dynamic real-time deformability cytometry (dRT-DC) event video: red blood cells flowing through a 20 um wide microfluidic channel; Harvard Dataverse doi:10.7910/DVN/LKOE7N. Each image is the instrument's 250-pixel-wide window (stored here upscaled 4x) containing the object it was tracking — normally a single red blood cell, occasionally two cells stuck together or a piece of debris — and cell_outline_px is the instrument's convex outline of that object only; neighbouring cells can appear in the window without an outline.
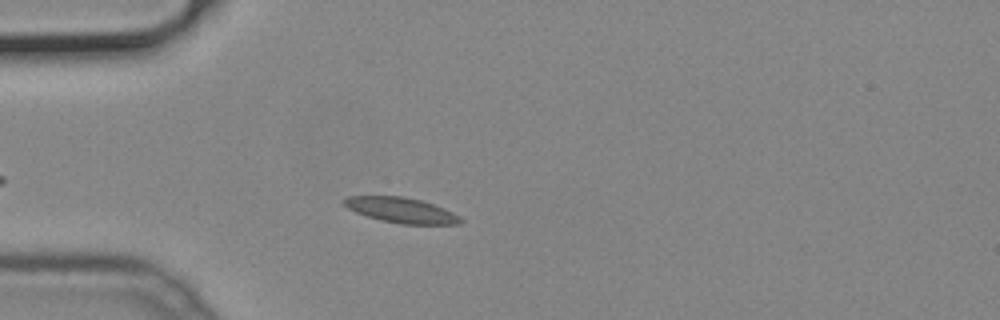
{"species": "common noctule bat (a hibernating species)", "species_latin": "Nyctalus noctula", "temperature_condition": "cold", "stored_images_in_passage": 37, "camera_frame_rate_fps": 3000, "um_per_image_px": 0.085, "animal": {"sex": "male", "body_mass_g": 19.2, "forearm_length_mm": 51.8}, "frame": {"image": 1, "passage_image": 8, "time_ms": 2.333, "image_size_px": [1000, 320], "cell_outline_px": [[464, 220], [460, 224], [400, 224], [380, 220], [356, 212], [348, 208], [344, 204], [344, 200], [348, 196], [400, 196], [420, 200], [444, 208], [460, 216]], "centroid_in_image_um": [34.13, 17.87], "position_along_channel_um": 50.9, "area_um2": 16.99}}
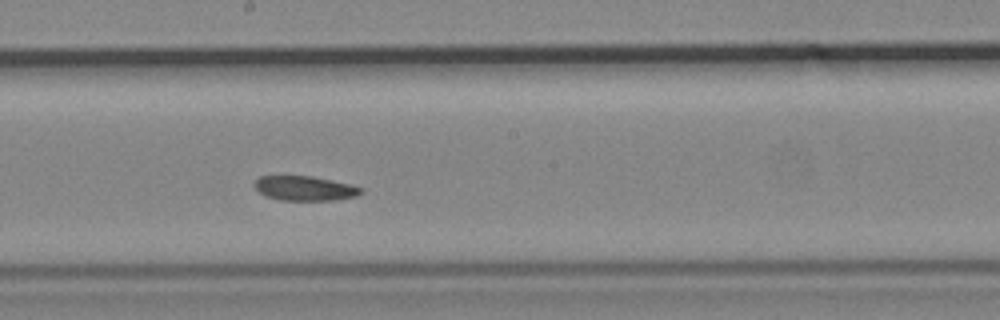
{"frame": {"image": 2, "passage_image": 22, "time_ms": 7.0, "image_size_px": [1000, 320], "cell_outline_px": [[364, 192], [356, 196], [332, 200], [280, 200], [264, 196], [256, 188], [256, 180], [260, 176], [312, 176], [352, 184], [364, 188]], "centroid_in_image_um": [25.96, 16.01], "position_along_channel_um": 222.2, "area_um2": 15.26}}
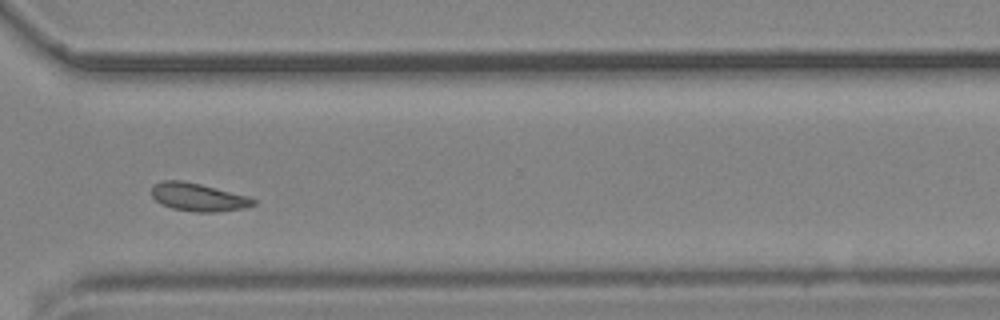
{"frame": {"image": 3, "passage_image": 32, "time_ms": 10.333, "image_size_px": [1000, 320], "cell_outline_px": [[256, 204], [244, 208], [216, 212], [196, 212], [172, 208], [156, 200], [152, 196], [152, 184], [160, 180], [180, 180], [200, 184], [248, 196], [256, 200]], "centroid_in_image_um": [16.84, 16.75], "position_along_channel_um": 353.8, "area_um2": 16.53}}